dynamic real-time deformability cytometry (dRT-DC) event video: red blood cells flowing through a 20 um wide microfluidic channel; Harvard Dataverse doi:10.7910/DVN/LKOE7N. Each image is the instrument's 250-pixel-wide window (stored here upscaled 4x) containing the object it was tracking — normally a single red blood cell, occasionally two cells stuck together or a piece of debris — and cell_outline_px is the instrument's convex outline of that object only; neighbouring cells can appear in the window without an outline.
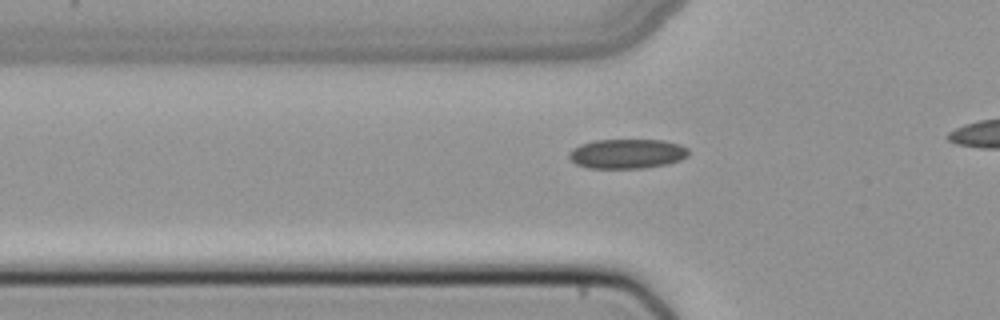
{"species": "common noctule bat (a hibernating species)", "species_latin": "Nyctalus noctula", "temperature_condition": "cold", "stored_images_in_passage": 33, "camera_frame_rate_fps": 3000, "um_per_image_px": 0.085, "animal": {"sex": "female", "body_mass_g": 22.7, "forearm_length_mm": 54.2}, "frame": {"image": 1, "passage_image": 9, "time_ms": 2.667, "image_size_px": [1000, 320], "cell_outline_px": [[688, 156], [680, 160], [668, 164], [644, 168], [588, 168], [576, 164], [568, 156], [568, 152], [572, 148], [580, 144], [596, 140], [664, 140], [680, 144], [688, 148]], "centroid_in_image_um": [53.3, 13.07], "position_along_channel_um": 72.5, "area_um2": 20.75}}
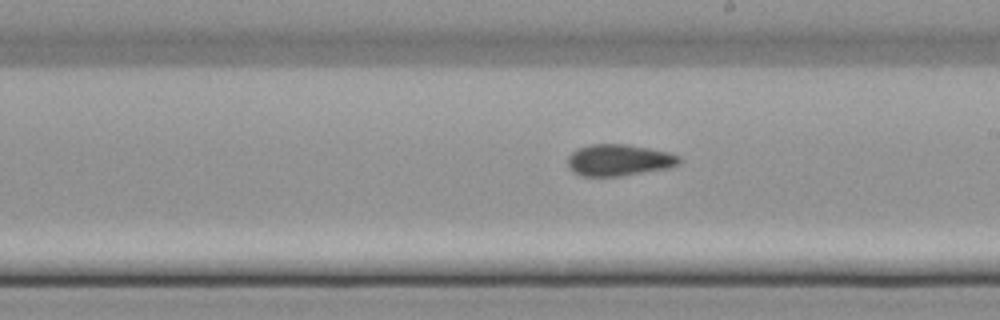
{"frame": {"image": 2, "passage_image": 21, "time_ms": 6.667, "image_size_px": [1000, 320], "cell_outline_px": [[680, 164], [672, 168], [620, 176], [580, 176], [572, 172], [568, 168], [568, 156], [576, 148], [588, 144], [624, 144], [648, 148], [668, 152], [680, 156]], "centroid_in_image_um": [52.6, 13.61], "position_along_channel_um": 236.4, "area_um2": 20.81}}
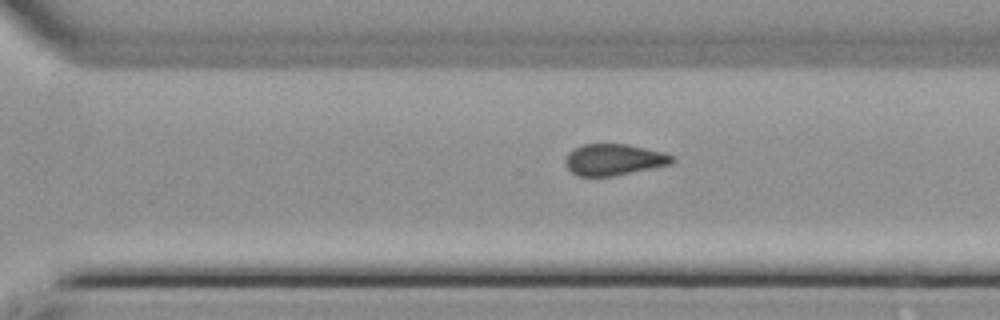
{"frame": {"image": 3, "passage_image": 27, "time_ms": 8.667, "image_size_px": [1000, 320], "cell_outline_px": [[676, 160], [672, 164], [612, 176], [580, 176], [572, 172], [564, 164], [564, 156], [568, 152], [584, 144], [628, 144], [664, 152], [672, 156]], "centroid_in_image_um": [52.17, 13.56], "position_along_channel_um": 318.4, "area_um2": 19.54}}